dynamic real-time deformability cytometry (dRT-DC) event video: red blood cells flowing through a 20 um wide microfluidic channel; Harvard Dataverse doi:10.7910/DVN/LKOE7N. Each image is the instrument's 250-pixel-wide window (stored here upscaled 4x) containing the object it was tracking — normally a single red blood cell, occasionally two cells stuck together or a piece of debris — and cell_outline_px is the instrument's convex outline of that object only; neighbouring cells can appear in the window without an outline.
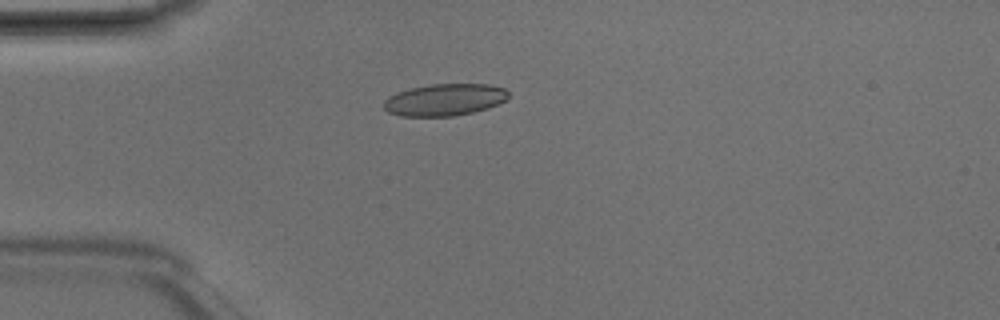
{"species": "Egyptian fruit bat (a non-hibernating species)", "species_latin": "Rousettus aegyptiacus", "temperature_condition": "room temperature", "stored_images_in_passage": 3, "camera_frame_rate_fps": 3000, "um_per_image_px": 0.085, "animal": {"sex": "male"}, "frame": {"image": 1, "passage_image": 1, "time_ms": 0.0, "image_size_px": [1000, 320], "cell_outline_px": [[508, 96], [504, 100], [488, 108], [472, 112], [452, 116], [400, 116], [388, 112], [384, 108], [384, 100], [388, 96], [396, 92], [428, 84], [488, 84], [504, 88], [508, 92]], "centroid_in_image_um": [37.75, 8.47], "position_along_channel_um": 47.2, "area_um2": 23.12}}